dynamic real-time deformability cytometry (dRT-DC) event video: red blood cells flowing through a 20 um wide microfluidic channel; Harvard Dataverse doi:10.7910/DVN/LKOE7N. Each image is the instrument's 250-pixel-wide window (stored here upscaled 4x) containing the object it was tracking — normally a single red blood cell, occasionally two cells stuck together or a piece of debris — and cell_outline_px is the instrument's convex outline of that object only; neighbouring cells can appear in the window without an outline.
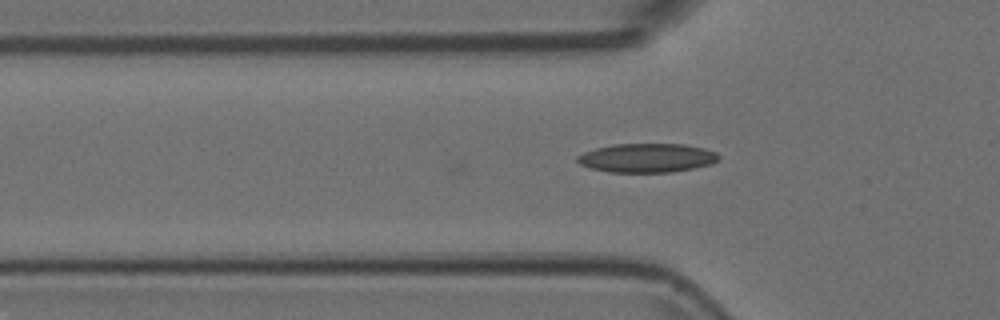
{"species": "Egyptian fruit bat (a non-hibernating species)", "species_latin": "Rousettus aegyptiacus", "temperature_condition": "room temperature", "stored_images_in_passage": 2, "camera_frame_rate_fps": 3000, "um_per_image_px": 0.085, "animal": {"sex": "female"}, "frame": {"image": 1, "passage_image": 2, "time_ms": 0.333, "image_size_px": [1000, 320], "cell_outline_px": [[720, 156], [712, 164], [672, 172], [608, 172], [592, 168], [580, 164], [576, 160], [576, 156], [584, 152], [596, 148], [612, 144], [684, 144], [704, 148], [716, 152]], "centroid_in_image_um": [54.98, 13.42], "position_along_channel_um": 70.8, "area_um2": 23.81}}